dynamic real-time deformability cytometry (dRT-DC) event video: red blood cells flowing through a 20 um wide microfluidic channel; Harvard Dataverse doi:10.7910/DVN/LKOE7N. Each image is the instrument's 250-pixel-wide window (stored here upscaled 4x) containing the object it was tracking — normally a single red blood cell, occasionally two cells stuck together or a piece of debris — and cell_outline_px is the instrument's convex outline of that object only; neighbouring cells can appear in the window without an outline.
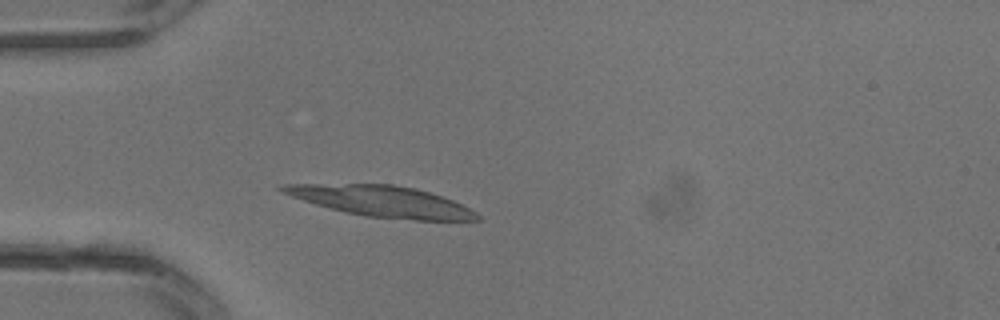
{"species": "common noctule bat (a hibernating species)", "species_latin": "Nyctalus noctula", "temperature_condition": "warm", "stored_images_in_passage": 23, "camera_frame_rate_fps": 3000, "um_per_image_px": 0.085, "animal": {"sex": "male", "body_mass_g": 13.3}, "frame": {"image": 1, "passage_image": 3, "time_ms": 0.667, "image_size_px": [1000, 320], "cell_outline_px": [[480, 220], [416, 220], [364, 216], [344, 212], [316, 204], [292, 196], [276, 188], [284, 184], [392, 184], [416, 188], [452, 200], [476, 212], [480, 216]], "centroid_in_image_um": [32.45, 17.11], "position_along_channel_um": 52.5, "area_um2": 34.56}}
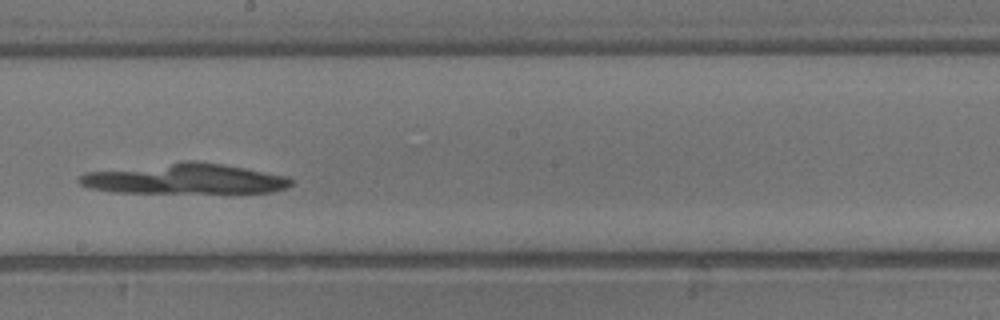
{"frame": {"image": 2, "passage_image": 12, "time_ms": 3.667, "image_size_px": [1000, 320], "cell_outline_px": [[292, 184], [288, 188], [272, 192], [112, 192], [88, 188], [80, 184], [76, 180], [84, 172], [184, 160], [196, 160], [244, 168], [288, 176], [292, 180]], "centroid_in_image_um": [15.64, 15.19], "position_along_channel_um": 232.6, "area_um2": 37.57}}
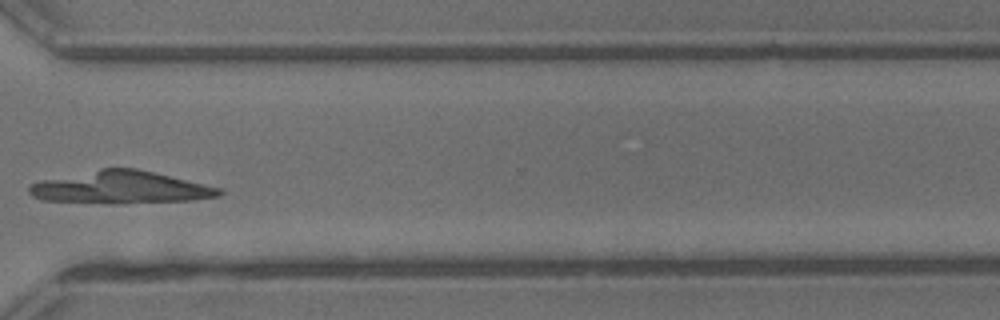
{"frame": {"image": 3, "passage_image": 18, "time_ms": 5.667, "image_size_px": [1000, 320], "cell_outline_px": [[224, 192], [220, 196], [192, 200], [120, 204], [44, 200], [32, 196], [28, 192], [28, 188], [32, 184], [40, 180], [100, 168], [136, 168], [224, 188]], "centroid_in_image_um": [10.3, 15.93], "position_along_channel_um": 360.3, "area_um2": 36.24}}